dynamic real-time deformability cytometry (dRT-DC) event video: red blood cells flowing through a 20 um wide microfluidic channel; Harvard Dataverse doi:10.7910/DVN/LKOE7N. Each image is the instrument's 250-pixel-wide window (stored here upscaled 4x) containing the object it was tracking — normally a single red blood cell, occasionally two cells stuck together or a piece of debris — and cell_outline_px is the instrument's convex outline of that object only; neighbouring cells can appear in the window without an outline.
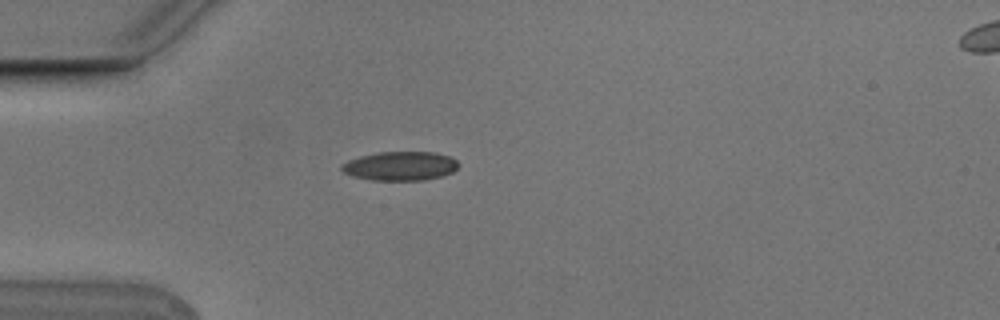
{"species": "Egyptian fruit bat (a non-hibernating species)", "species_latin": "Rousettus aegyptiacus", "temperature_condition": "cold", "stored_images_in_passage": 2, "camera_frame_rate_fps": 3000, "um_per_image_px": 0.085, "animal": {"sex": "male"}, "frame": {"image": 1, "passage_image": 1, "time_ms": 0.0, "image_size_px": [1000, 320], "cell_outline_px": [[460, 164], [452, 172], [440, 176], [424, 180], [372, 180], [352, 176], [344, 172], [340, 168], [340, 164], [348, 160], [360, 156], [376, 152], [436, 152], [452, 156]], "centroid_in_image_um": [34.01, 14.1], "position_along_channel_um": 51.0, "area_um2": 19.88}}